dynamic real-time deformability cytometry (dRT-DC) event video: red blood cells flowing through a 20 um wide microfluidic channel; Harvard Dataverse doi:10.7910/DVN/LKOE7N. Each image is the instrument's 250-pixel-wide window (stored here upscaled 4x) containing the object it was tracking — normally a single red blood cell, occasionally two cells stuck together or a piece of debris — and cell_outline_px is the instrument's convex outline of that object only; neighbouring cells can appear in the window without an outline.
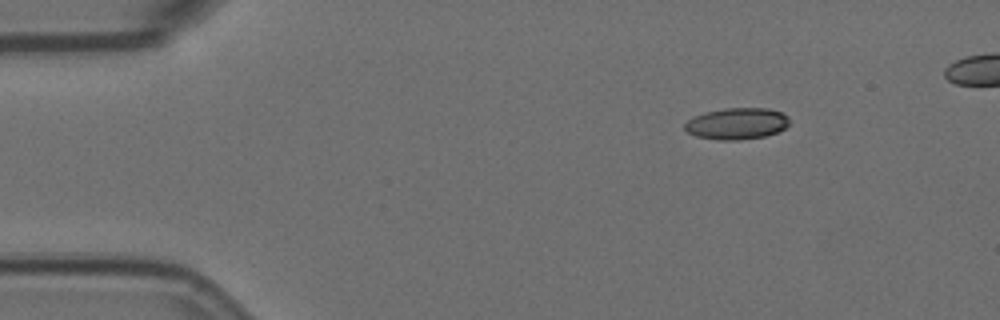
{"species": "Egyptian fruit bat (a non-hibernating species)", "species_latin": "Rousettus aegyptiacus", "temperature_condition": "room temperature", "stored_images_in_passage": 10, "camera_frame_rate_fps": 3000, "um_per_image_px": 0.085, "animal": {"sex": "female"}, "frame": {"image": 1, "passage_image": 1, "time_ms": 0.0, "image_size_px": [1000, 320], "cell_outline_px": [[788, 124], [784, 128], [776, 132], [764, 136], [740, 140], [720, 140], [696, 136], [688, 132], [684, 128], [684, 124], [692, 116], [704, 112], [724, 108], [768, 108], [780, 112], [788, 116]], "centroid_in_image_um": [62.59, 10.5], "position_along_channel_um": 22.4, "area_um2": 19.19}}
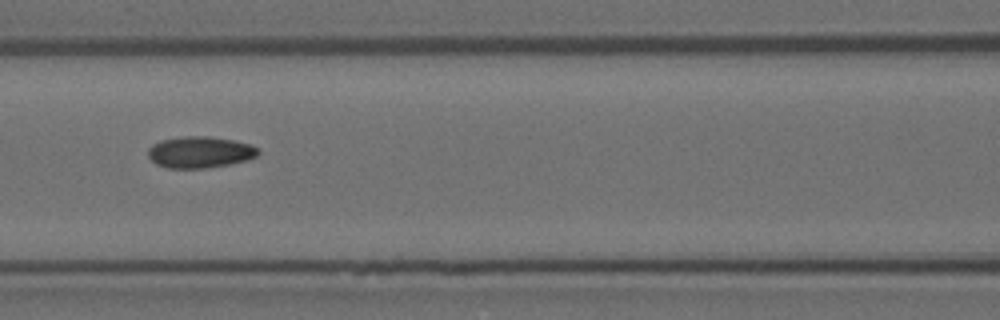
{"frame": {"image": 2, "passage_image": 6, "time_ms": 1.667, "image_size_px": [1000, 320], "cell_outline_px": [[260, 152], [256, 156], [244, 160], [228, 164], [208, 168], [168, 168], [156, 164], [148, 156], [148, 148], [152, 144], [160, 140], [188, 136], [208, 136], [232, 140], [248, 144], [256, 148]], "centroid_in_image_um": [16.94, 12.93], "position_along_channel_um": 149.7, "area_um2": 19.94}}
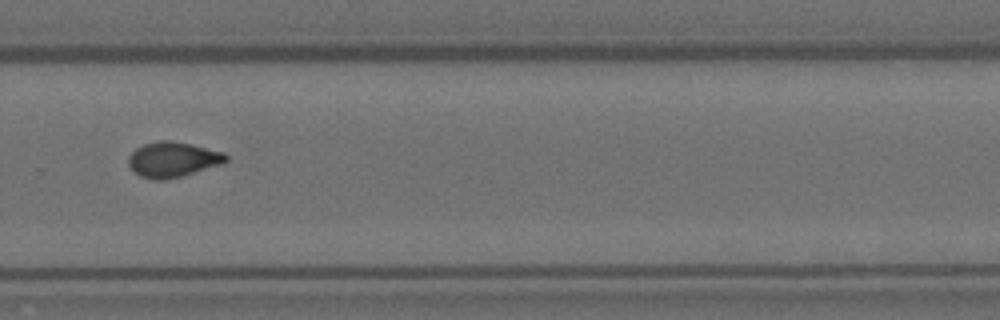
{"frame": {"image": 3, "passage_image": 10, "time_ms": 3.0, "image_size_px": [1000, 320], "cell_outline_px": [[228, 160], [224, 164], [180, 176], [164, 180], [152, 180], [140, 176], [128, 164], [128, 156], [136, 148], [144, 144], [156, 140], [168, 140], [188, 144], [224, 152], [228, 156]], "centroid_in_image_um": [14.69, 13.56], "position_along_channel_um": 315.1, "area_um2": 19.94}}